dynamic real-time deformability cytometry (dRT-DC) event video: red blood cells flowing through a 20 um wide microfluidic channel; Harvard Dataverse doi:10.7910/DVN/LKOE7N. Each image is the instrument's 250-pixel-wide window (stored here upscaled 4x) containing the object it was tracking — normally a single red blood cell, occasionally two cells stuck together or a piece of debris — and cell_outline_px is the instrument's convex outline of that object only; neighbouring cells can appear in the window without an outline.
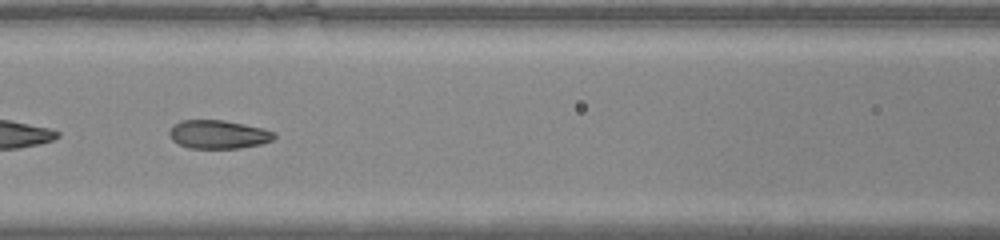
{"species": "common noctule bat (a hibernating species)", "species_latin": "Nyctalus noctula", "temperature_condition": "warm", "stored_images_in_passage": 49, "camera_frame_rate_fps": 3000, "um_per_image_px": 0.085, "animal": {"sex": "male", "body_mass_g": 20.0, "forearm_length_mm": 53.3}, "frame": {"image": 1, "passage_image": 22, "time_ms": 7.0, "image_size_px": [1000, 240], "cell_outline_px": [[276, 136], [272, 140], [260, 144], [240, 148], [188, 148], [172, 140], [168, 132], [180, 120], [224, 120], [264, 128], [276, 132]], "centroid_in_image_um": [18.59, 11.42], "position_along_channel_um": 148.0, "area_um2": 17.4}}
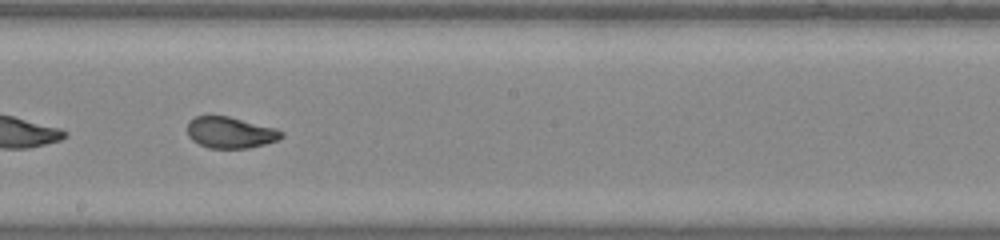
{"frame": {"image": 2, "passage_image": 28, "time_ms": 9.0, "image_size_px": [1000, 240], "cell_outline_px": [[284, 136], [276, 140], [264, 144], [248, 148], [208, 148], [192, 140], [188, 136], [188, 120], [196, 116], [228, 116], [276, 128], [284, 132]], "centroid_in_image_um": [19.57, 11.26], "position_along_channel_um": 228.6, "area_um2": 17.11}, "authors_computed_cell_mechanics": {"area_um2": 18.3804, "velocity_mm_per_s": 4.0427, "shape_relaxation_time_tau1_ms": 5.4379, "shape_relaxation_time_tau2_ms": 0.6981, "deformation_change_tau1": 0.2234, "deformation_change_tau2": 0.0566}}